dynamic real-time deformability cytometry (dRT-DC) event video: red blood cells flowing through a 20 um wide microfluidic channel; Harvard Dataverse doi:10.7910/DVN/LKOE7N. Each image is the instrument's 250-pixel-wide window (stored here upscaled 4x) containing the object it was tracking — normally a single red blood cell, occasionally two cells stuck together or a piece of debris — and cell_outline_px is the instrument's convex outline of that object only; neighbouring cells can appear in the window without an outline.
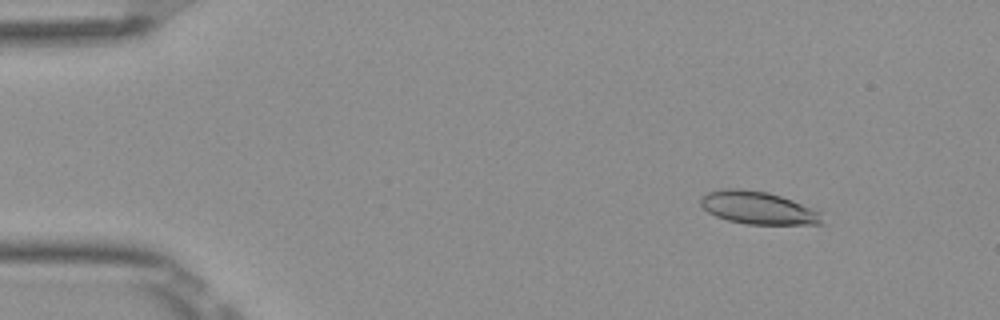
{"species": "Egyptian fruit bat (a non-hibernating species)", "species_latin": "Rousettus aegyptiacus", "temperature_condition": "room temperature", "stored_images_in_passage": 52, "camera_frame_rate_fps": 3000, "um_per_image_px": 0.085, "frame": {"image": 1, "passage_image": 6, "time_ms": 1.667, "image_size_px": [1000, 320], "cell_outline_px": [[824, 224], [748, 224], [728, 220], [716, 216], [708, 212], [700, 204], [700, 196], [708, 192], [724, 188], [740, 188], [768, 192], [792, 200], [820, 212]], "centroid_in_image_um": [64.4, 17.66], "position_along_channel_um": 20.6, "area_um2": 23.06}}
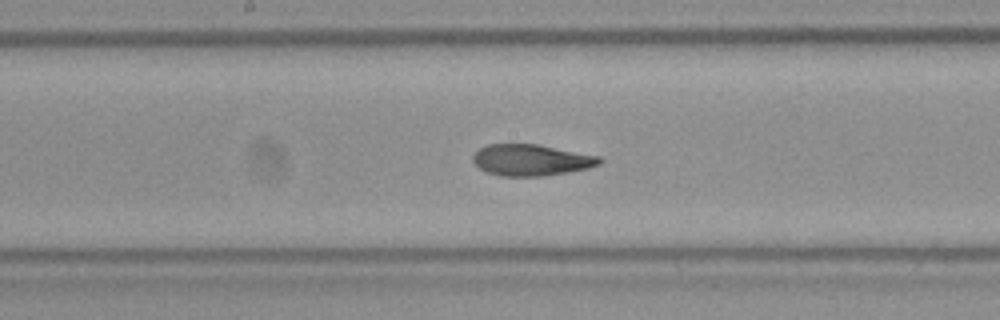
{"frame": {"image": 2, "passage_image": 27, "time_ms": 8.667, "image_size_px": [1000, 320], "cell_outline_px": [[604, 160], [600, 164], [588, 168], [568, 172], [544, 176], [500, 176], [488, 172], [480, 168], [472, 160], [472, 156], [480, 148], [488, 144], [540, 144], [600, 156]], "centroid_in_image_um": [45.19, 13.6], "position_along_channel_um": 203.0, "area_um2": 23.24}}
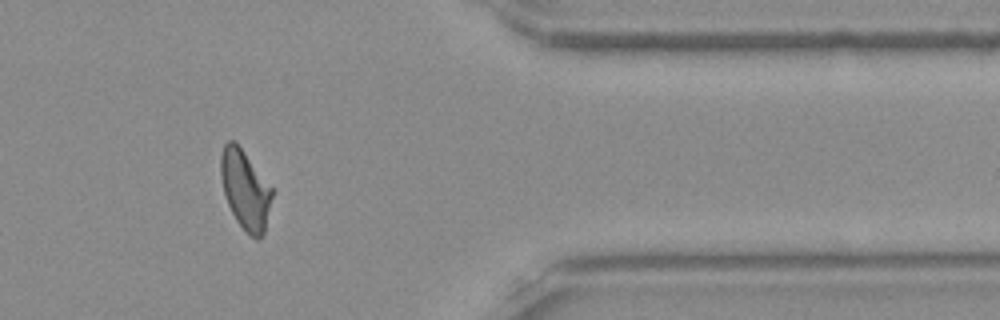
{"frame": {"image": 3, "passage_image": 43, "time_ms": 14.0, "image_size_px": [1000, 320], "cell_outline_px": [[272, 196], [264, 232], [260, 240], [256, 240], [236, 220], [228, 204], [224, 192], [220, 176], [220, 156], [224, 144], [228, 140], [236, 140], [272, 188]], "centroid_in_image_um": [20.82, 16.08], "position_along_channel_um": 390.6, "area_um2": 23.47}, "authors_computed_cell_mechanics": {"area_um2": 23.4379, "velocity_mm_per_s": 3.9052, "shape_relaxation_time_tau1_ms": null, "shape_relaxation_time_tau2_ms": 2.0176, "deformation_change_tau1": null, "deformation_change_tau2": 0.0861}}